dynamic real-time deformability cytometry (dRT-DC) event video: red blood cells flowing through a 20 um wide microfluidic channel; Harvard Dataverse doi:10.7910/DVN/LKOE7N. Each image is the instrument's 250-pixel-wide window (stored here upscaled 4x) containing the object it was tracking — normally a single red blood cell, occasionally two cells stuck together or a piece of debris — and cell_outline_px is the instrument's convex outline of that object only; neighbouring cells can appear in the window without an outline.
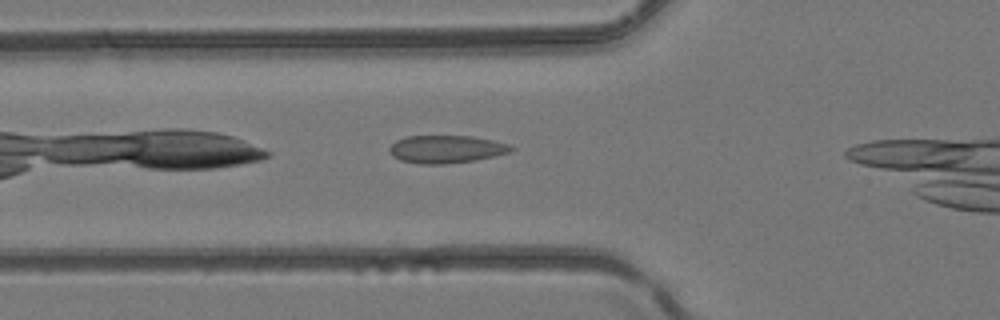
{"species": "common noctule bat (a hibernating species)", "species_latin": "Nyctalus noctula", "temperature_condition": "room temperature", "stored_images_in_passage": 6, "camera_frame_rate_fps": 3000, "um_per_image_px": 0.085, "animal": {"sex": "female", "body_mass_g": 24.6, "forearm_length_mm": 56.2}, "frame": {"image": 1, "passage_image": 2, "time_ms": 0.333, "image_size_px": [1000, 320], "cell_outline_px": [[516, 148], [508, 152], [496, 156], [476, 160], [444, 164], [420, 164], [400, 160], [392, 156], [388, 152], [388, 148], [396, 140], [404, 136], [472, 136], [492, 140], [508, 144]], "centroid_in_image_um": [37.89, 12.68], "position_along_channel_um": 87.9, "area_um2": 19.83}}
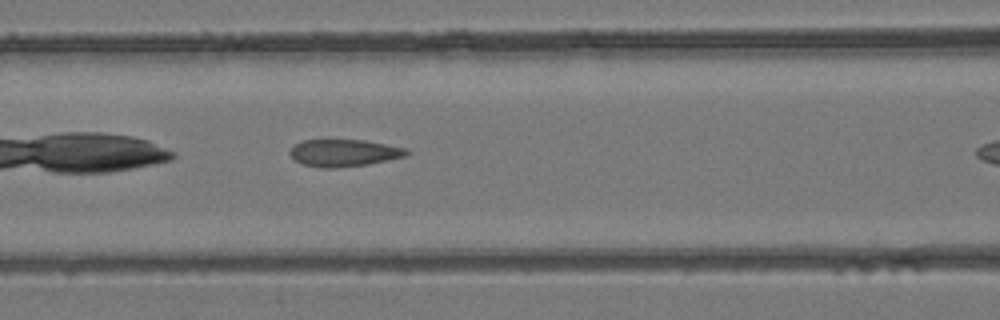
{"frame": {"image": 2, "passage_image": 5, "time_ms": 1.333, "image_size_px": [1000, 320], "cell_outline_px": [[412, 152], [404, 156], [368, 164], [336, 168], [320, 168], [300, 164], [288, 152], [300, 140], [364, 140], [404, 148]], "centroid_in_image_um": [29.19, 13.0], "position_along_channel_um": 137.4, "area_um2": 18.32}}